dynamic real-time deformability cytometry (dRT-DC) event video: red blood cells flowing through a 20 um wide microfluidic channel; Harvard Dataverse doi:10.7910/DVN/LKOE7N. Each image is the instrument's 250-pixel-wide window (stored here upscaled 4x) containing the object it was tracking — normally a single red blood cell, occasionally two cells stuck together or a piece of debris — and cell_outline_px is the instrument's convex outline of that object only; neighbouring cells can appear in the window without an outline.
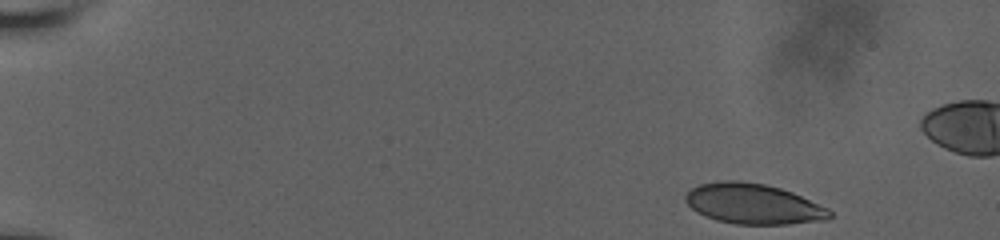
{"species": "human", "species_latin": "Homo sapiens", "temperature_condition": "room temperature", "stored_images_in_passage": 51, "camera_frame_rate_fps": 3000, "um_per_image_px": 0.085, "donor": {"sex": "male"}, "frame": {"image": 1, "passage_image": 1, "time_ms": 0.0, "image_size_px": [1000, 240], "cell_outline_px": [[832, 216], [828, 220], [788, 224], [736, 224], [716, 220], [696, 212], [684, 200], [684, 196], [692, 188], [700, 184], [724, 180], [736, 180], [764, 184], [780, 188], [792, 192], [828, 208], [832, 212]], "centroid_in_image_um": [64.04, 17.33], "position_along_channel_um": 21.0, "area_um2": 33.87}}
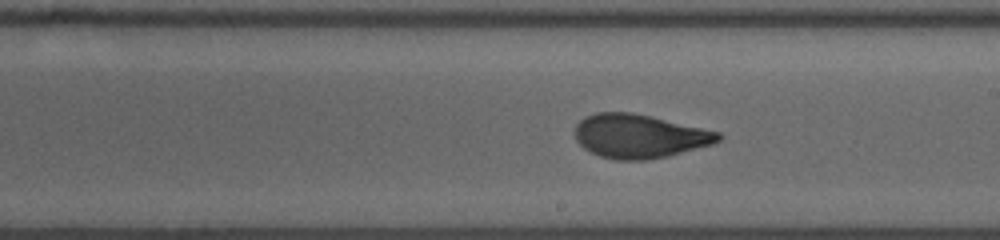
{"frame": {"image": 2, "passage_image": 29, "time_ms": 9.333, "image_size_px": [1000, 240], "cell_outline_px": [[724, 136], [720, 140], [712, 144], [668, 156], [648, 160], [616, 160], [600, 156], [584, 148], [576, 140], [572, 132], [576, 124], [584, 116], [596, 112], [632, 112], [652, 116], [720, 132]], "centroid_in_image_um": [54.32, 11.56], "position_along_channel_um": 234.7, "area_um2": 36.88}}
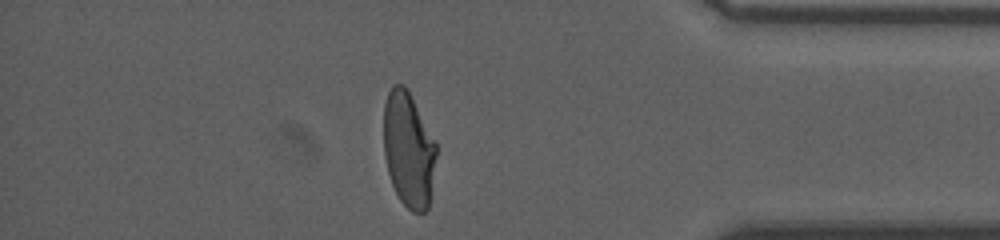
{"frame": {"image": 3, "passage_image": 44, "time_ms": 14.333, "image_size_px": [1000, 240], "cell_outline_px": [[436, 156], [428, 208], [424, 212], [412, 212], [400, 200], [392, 184], [388, 172], [384, 156], [384, 104], [388, 92], [392, 84], [404, 84], [408, 88], [436, 144]], "centroid_in_image_um": [34.71, 12.68], "position_along_channel_um": 400.5, "area_um2": 35.2}}